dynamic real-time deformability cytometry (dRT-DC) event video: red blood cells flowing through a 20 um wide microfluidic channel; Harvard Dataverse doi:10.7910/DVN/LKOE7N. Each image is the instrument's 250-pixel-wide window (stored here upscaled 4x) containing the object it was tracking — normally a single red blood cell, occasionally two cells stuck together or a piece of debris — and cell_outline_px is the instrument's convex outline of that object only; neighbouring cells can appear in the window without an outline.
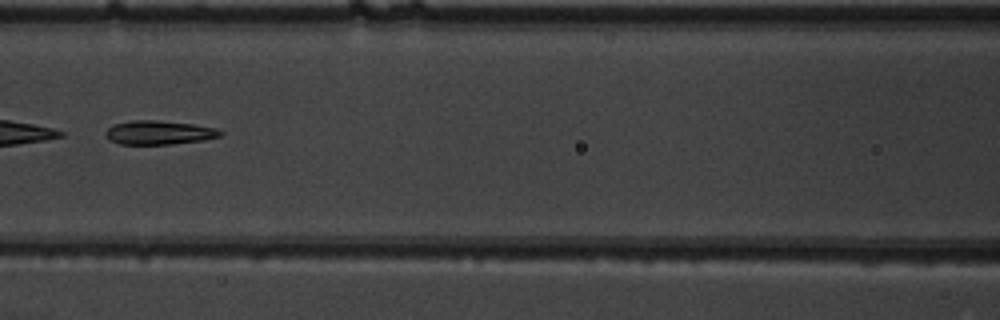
{"species": "common noctule bat (a hibernating species)", "species_latin": "Nyctalus noctula", "temperature_condition": "warm", "stored_images_in_passage": 8, "camera_frame_rate_fps": 3000, "um_per_image_px": 0.085, "animal": {"sex": "male", "body_mass_g": 19.5, "forearm_length_mm": 54.6}, "frame": {"image": 1, "passage_image": 7, "time_ms": 2.0, "image_size_px": [1000, 320], "cell_outline_px": [[224, 132], [220, 136], [204, 140], [172, 144], [120, 144], [108, 140], [104, 132], [112, 124], [132, 120], [156, 120], [192, 124], [216, 128]], "centroid_in_image_um": [13.48, 11.27], "position_along_channel_um": 153.1, "area_um2": 16.07}}
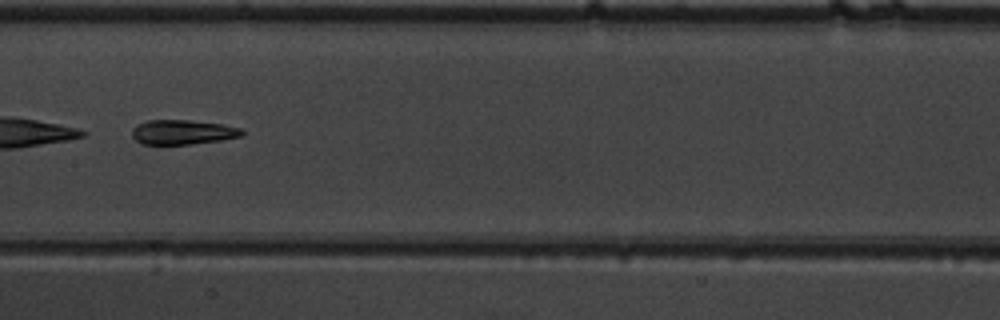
{"frame": {"image": 2, "passage_image": 8, "time_ms": 2.333, "image_size_px": [1000, 320], "cell_outline_px": [[244, 132], [240, 136], [220, 140], [188, 144], [140, 144], [132, 136], [132, 128], [136, 124], [148, 120], [188, 120], [224, 124], [240, 128]], "centroid_in_image_um": [15.48, 11.22], "position_along_channel_um": 191.9, "area_um2": 15.72}}